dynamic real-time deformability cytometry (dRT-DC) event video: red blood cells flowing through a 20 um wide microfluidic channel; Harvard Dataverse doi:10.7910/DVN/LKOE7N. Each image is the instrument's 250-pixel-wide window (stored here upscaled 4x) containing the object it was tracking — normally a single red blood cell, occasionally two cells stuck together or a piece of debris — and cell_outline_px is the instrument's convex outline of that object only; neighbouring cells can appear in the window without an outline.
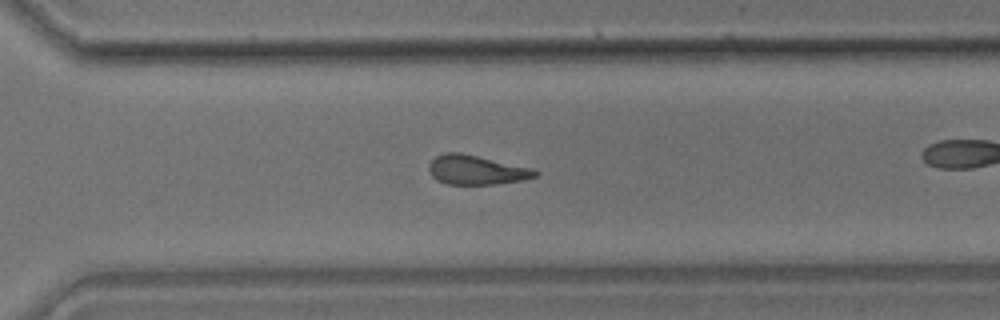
{"species": "common noctule bat (a hibernating species)", "species_latin": "Nyctalus noctula", "temperature_condition": "room temperature", "stored_images_in_passage": 36, "camera_frame_rate_fps": 3000, "um_per_image_px": 0.085, "animal": {"sex": "male", "body_mass_g": 17.9}, "frame": {"image": 1, "passage_image": 31, "time_ms": 10.0, "image_size_px": [1000, 320], "cell_outline_px": [[540, 172], [536, 176], [524, 180], [496, 184], [448, 184], [436, 180], [432, 176], [428, 168], [428, 164], [436, 156], [444, 152], [460, 152], [532, 168]], "centroid_in_image_um": [40.48, 14.44], "position_along_channel_um": 330.1, "area_um2": 18.21}}